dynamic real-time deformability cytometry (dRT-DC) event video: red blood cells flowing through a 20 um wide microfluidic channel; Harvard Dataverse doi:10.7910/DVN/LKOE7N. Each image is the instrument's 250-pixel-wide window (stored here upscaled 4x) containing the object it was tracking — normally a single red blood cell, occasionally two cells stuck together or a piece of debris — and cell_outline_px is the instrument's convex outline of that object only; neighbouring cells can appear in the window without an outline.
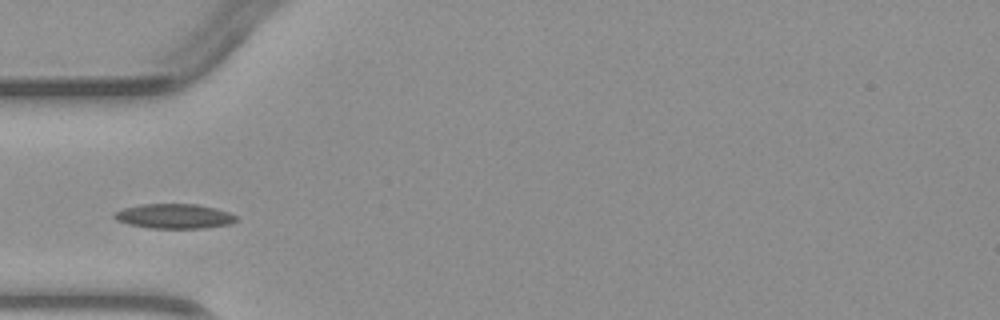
{"species": "common noctule bat (a hibernating species)", "species_latin": "Nyctalus noctula", "temperature_condition": "warm", "stored_images_in_passage": 2, "camera_frame_rate_fps": 3000, "um_per_image_px": 0.085, "animal": {"sex": "male", "body_mass_g": 23.1, "forearm_length_mm": 52.7}, "frame": {"image": 1, "passage_image": 2, "time_ms": 1.333, "image_size_px": [1000, 320], "cell_outline_px": [[240, 220], [228, 224], [204, 228], [148, 228], [128, 224], [116, 220], [112, 216], [112, 212], [124, 208], [140, 204], [196, 204], [216, 208], [240, 216]], "centroid_in_image_um": [14.81, 18.37], "position_along_channel_um": 70.2, "area_um2": 17.8}}